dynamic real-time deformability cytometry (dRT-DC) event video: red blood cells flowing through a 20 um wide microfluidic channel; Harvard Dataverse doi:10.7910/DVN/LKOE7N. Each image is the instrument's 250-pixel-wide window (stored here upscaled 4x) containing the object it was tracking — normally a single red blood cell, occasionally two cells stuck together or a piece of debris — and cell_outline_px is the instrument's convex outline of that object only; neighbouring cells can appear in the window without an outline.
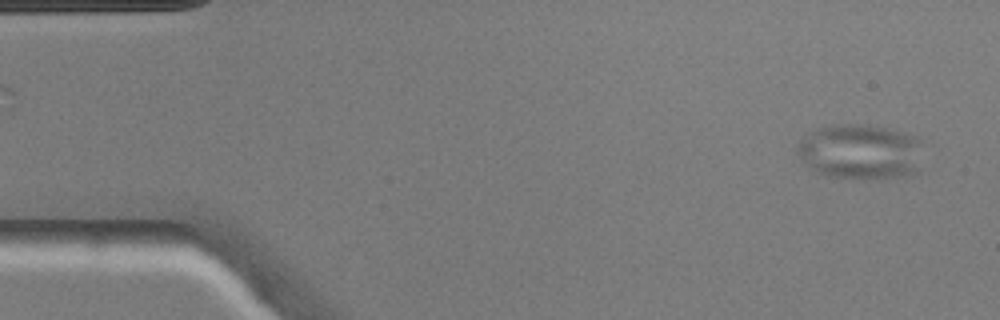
{"species": "common noctule bat (a hibernating species)", "species_latin": "Nyctalus noctula", "temperature_condition": "warm", "stored_images_in_passage": 48, "camera_frame_rate_fps": 3000, "um_per_image_px": 0.085, "animal": {"sex": "male", "body_mass_g": 20.5, "forearm_length_mm": 52.5}, "frame": {"image": 1, "passage_image": 2, "time_ms": 0.333, "image_size_px": [1000, 320], "cell_outline_px": [[920, 172], [908, 176], [880, 180], [864, 180], [828, 176], [816, 172], [796, 152], [796, 144], [804, 136], [816, 128], [832, 124], [868, 124], [888, 128], [920, 136]], "centroid_in_image_um": [73.18, 12.91], "position_along_channel_um": 11.8, "area_um2": 41.62}}
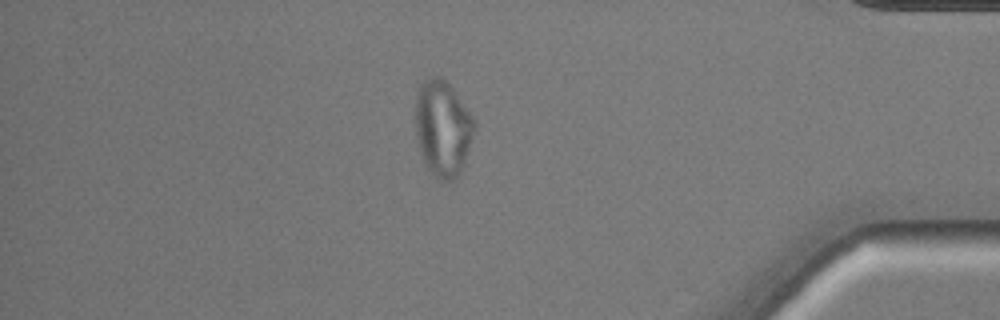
{"frame": {"image": 2, "passage_image": 41, "time_ms": 13.333, "image_size_px": [1000, 320], "cell_outline_px": [[476, 128], [464, 164], [456, 180], [444, 184], [436, 180], [428, 172], [424, 164], [416, 140], [416, 92], [420, 84], [428, 76], [440, 76], [452, 88], [476, 120]], "centroid_in_image_um": [37.63, 10.97], "position_along_channel_um": 397.6, "area_um2": 33.81}}
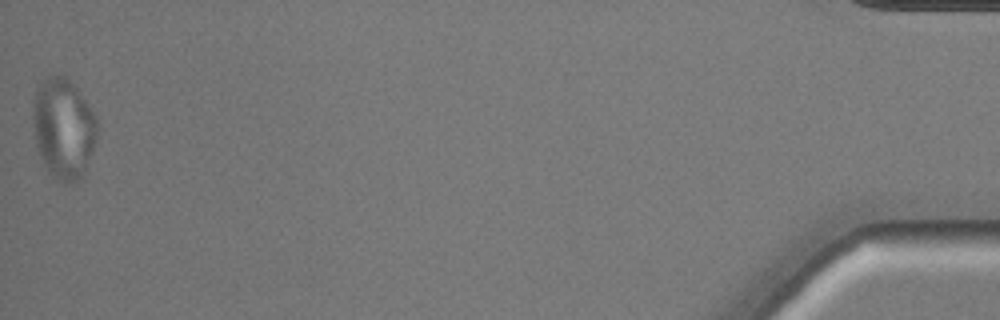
{"frame": {"image": 3, "passage_image": 48, "time_ms": 15.667, "image_size_px": [1000, 320], "cell_outline_px": [[96, 140], [92, 152], [80, 176], [72, 184], [64, 184], [56, 180], [48, 172], [40, 156], [36, 144], [32, 116], [32, 108], [36, 84], [44, 76], [60, 72], [76, 88], [96, 116]], "centroid_in_image_um": [5.34, 10.86], "position_along_channel_um": 429.9, "area_um2": 37.8}}